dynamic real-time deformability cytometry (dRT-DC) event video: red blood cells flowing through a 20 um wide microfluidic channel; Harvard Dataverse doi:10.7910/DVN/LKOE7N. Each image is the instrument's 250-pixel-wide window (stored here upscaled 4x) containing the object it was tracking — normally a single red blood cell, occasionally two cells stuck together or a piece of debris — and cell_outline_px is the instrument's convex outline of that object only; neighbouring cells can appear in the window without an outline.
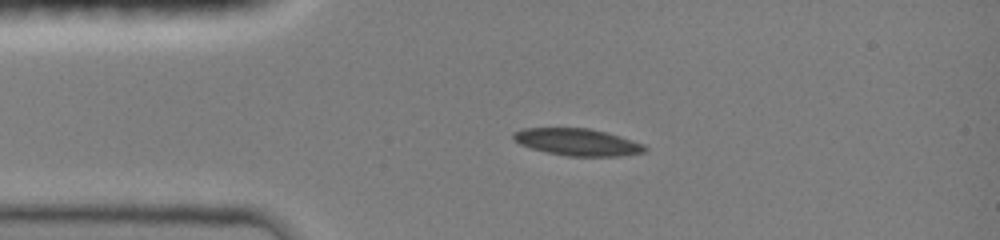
{"species": "common noctule bat (a hibernating species)", "species_latin": "Nyctalus noctula", "temperature_condition": "room temperature", "stored_images_in_passage": 38, "camera_frame_rate_fps": 3000, "um_per_image_px": 0.085, "animal": {"sex": "female", "body_mass_g": 19.0, "forearm_length_mm": 51.5}, "frame": {"image": 1, "passage_image": 1, "time_ms": 0.0, "image_size_px": [1000, 240], "cell_outline_px": [[648, 152], [620, 156], [568, 156], [548, 152], [532, 148], [520, 144], [512, 140], [512, 132], [524, 128], [588, 128], [608, 132], [644, 144], [648, 148]], "centroid_in_image_um": [49.11, 12.07], "position_along_channel_um": 35.9, "area_um2": 20.87}}
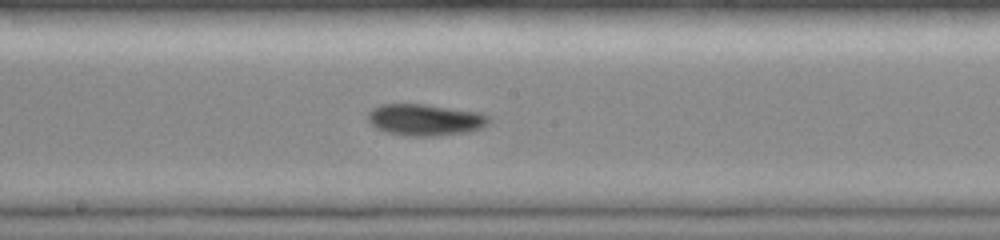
{"frame": {"image": 2, "passage_image": 16, "time_ms": 5.0, "image_size_px": [1000, 240], "cell_outline_px": [[488, 124], [480, 128], [468, 132], [436, 136], [408, 136], [388, 132], [376, 128], [368, 120], [368, 112], [372, 108], [380, 104], [424, 104], [480, 112], [488, 116]], "centroid_in_image_um": [36.12, 10.18], "position_along_channel_um": 212.1, "area_um2": 22.2}}
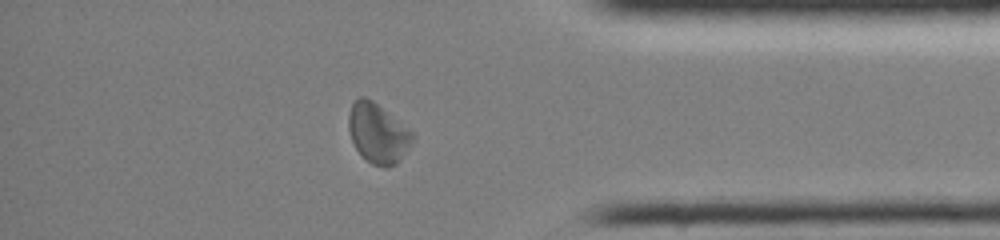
{"frame": {"image": 3, "passage_image": 31, "time_ms": 10.0, "image_size_px": [1000, 240], "cell_outline_px": [[416, 136], [396, 164], [384, 168], [372, 164], [356, 148], [352, 140], [348, 128], [348, 116], [352, 104], [360, 96], [364, 96], [372, 100], [408, 128]], "centroid_in_image_um": [32.11, 11.32], "position_along_channel_um": 403.1, "area_um2": 21.85}, "authors_computed_cell_mechanics": {"area_um2": 21.5883, "velocity_mm_per_s": 4.013, "shape_relaxation_time_tau1_ms": 3.7052, "shape_relaxation_time_tau2_ms": null, "deformation_change_tau1": 0.1319, "deformation_change_tau2": null}}